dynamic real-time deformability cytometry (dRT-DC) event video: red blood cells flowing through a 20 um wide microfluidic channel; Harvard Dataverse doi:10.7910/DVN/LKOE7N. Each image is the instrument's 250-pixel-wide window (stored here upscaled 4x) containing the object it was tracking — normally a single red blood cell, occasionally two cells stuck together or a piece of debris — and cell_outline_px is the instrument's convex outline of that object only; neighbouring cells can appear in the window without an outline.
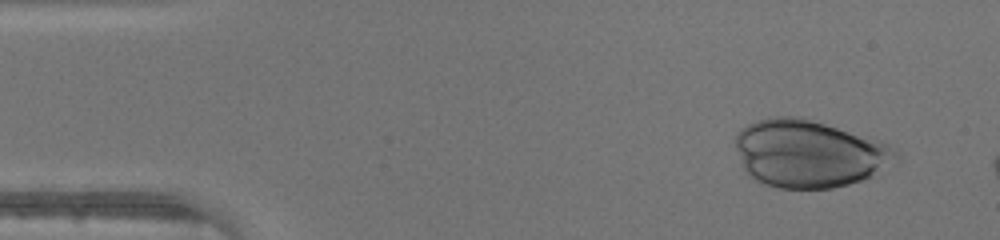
{"species": "human", "species_latin": "Homo sapiens", "temperature_condition": "warm", "stored_images_in_passage": 9, "camera_frame_rate_fps": 3000, "um_per_image_px": 0.085, "donor": {"sex": "male"}, "frame": {"image": 1, "passage_image": 3, "time_ms": 0.667, "image_size_px": [1000, 240], "cell_outline_px": [[900, 160], [872, 176], [848, 184], [832, 188], [780, 188], [764, 184], [748, 176], [744, 168], [736, 148], [736, 132], [748, 124], [760, 120], [776, 116], [800, 116], [880, 140], [888, 144], [896, 152]], "centroid_in_image_um": [68.78, 13.05], "position_along_channel_um": 16.2, "area_um2": 63.06}}